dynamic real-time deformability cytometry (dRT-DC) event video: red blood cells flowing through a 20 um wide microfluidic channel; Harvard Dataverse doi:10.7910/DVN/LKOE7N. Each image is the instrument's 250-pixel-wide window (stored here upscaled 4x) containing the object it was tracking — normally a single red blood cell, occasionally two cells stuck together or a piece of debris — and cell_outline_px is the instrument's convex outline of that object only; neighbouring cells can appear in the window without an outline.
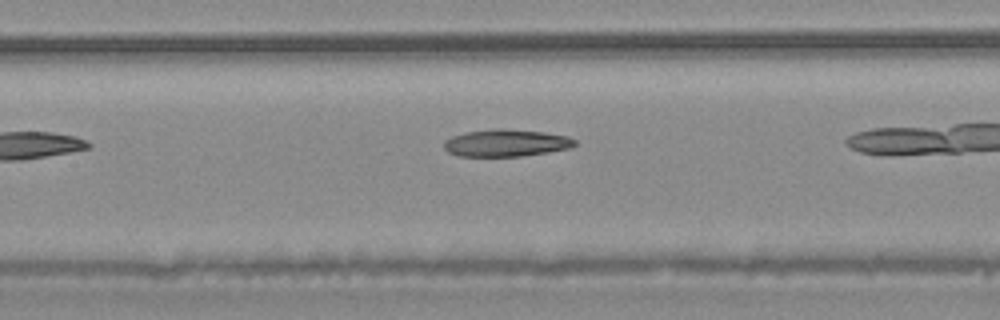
{"species": "common noctule bat (a hibernating species)", "species_latin": "Nyctalus noctula", "temperature_condition": "warm", "stored_images_in_passage": 24, "camera_frame_rate_fps": 3000, "um_per_image_px": 0.085, "animal": {"sex": "male", "body_mass_g": 20.4}, "frame": {"image": 1, "passage_image": 8, "time_ms": 2.333, "image_size_px": [1000, 320], "cell_outline_px": [[576, 144], [572, 148], [548, 152], [520, 156], [456, 156], [448, 152], [444, 148], [444, 140], [452, 136], [468, 132], [492, 128], [504, 128], [544, 132], [568, 136], [576, 140]], "centroid_in_image_um": [43.03, 12.15], "position_along_channel_um": 164.4, "area_um2": 20.87}}
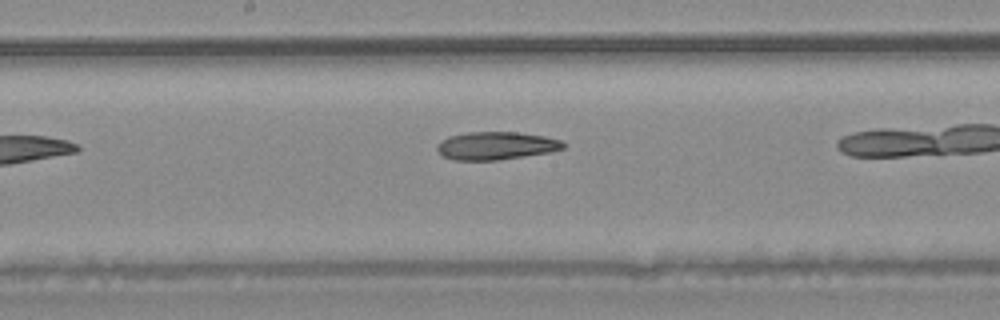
{"frame": {"image": 2, "passage_image": 11, "time_ms": 3.333, "image_size_px": [1000, 320], "cell_outline_px": [[564, 148], [552, 152], [496, 160], [452, 160], [444, 156], [436, 148], [436, 144], [440, 140], [448, 136], [468, 132], [516, 132], [544, 136], [564, 140]], "centroid_in_image_um": [42.16, 12.38], "position_along_channel_um": 206.0, "area_um2": 20.63}}